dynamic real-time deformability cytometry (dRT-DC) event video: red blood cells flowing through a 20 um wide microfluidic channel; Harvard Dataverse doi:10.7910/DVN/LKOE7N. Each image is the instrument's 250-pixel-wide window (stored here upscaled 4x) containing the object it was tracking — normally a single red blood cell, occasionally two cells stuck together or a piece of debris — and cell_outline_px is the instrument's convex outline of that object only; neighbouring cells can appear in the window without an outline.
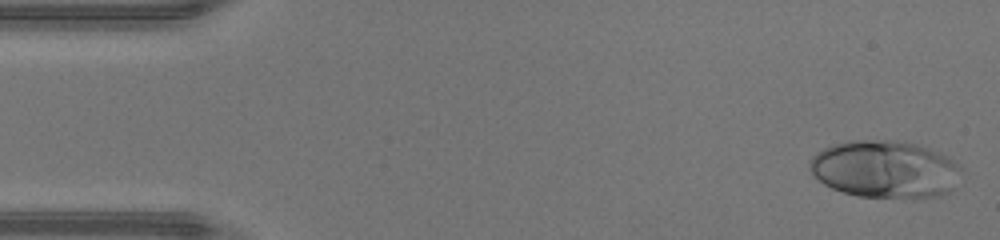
{"species": "human", "species_latin": "Homo sapiens", "temperature_condition": "warm", "stored_images_in_passage": 46, "camera_frame_rate_fps": 3000, "um_per_image_px": 0.085, "donor": {"sex": "male"}, "frame": {"image": 1, "passage_image": 2, "time_ms": 0.333, "image_size_px": [1000, 240], "cell_outline_px": [[964, 168], [952, 192], [940, 196], [856, 196], [832, 188], [824, 184], [808, 168], [808, 160], [816, 152], [832, 144], [848, 140], [888, 140], [912, 144], [928, 148], [940, 152], [948, 156], [960, 164]], "centroid_in_image_um": [75.24, 14.36], "position_along_channel_um": 9.8, "area_um2": 50.69}}
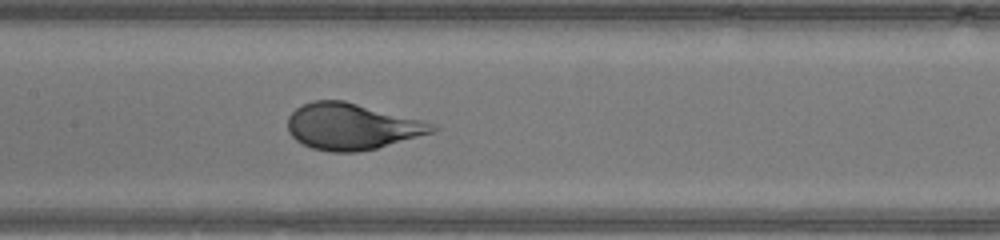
{"frame": {"image": 2, "passage_image": 22, "time_ms": 7.0, "image_size_px": [1000, 240], "cell_outline_px": [[440, 128], [436, 132], [376, 148], [356, 152], [332, 152], [312, 148], [296, 140], [288, 132], [288, 116], [296, 108], [312, 100], [344, 100], [420, 120], [432, 124]], "centroid_in_image_um": [29.89, 10.75], "position_along_channel_um": 177.5, "area_um2": 38.78}}
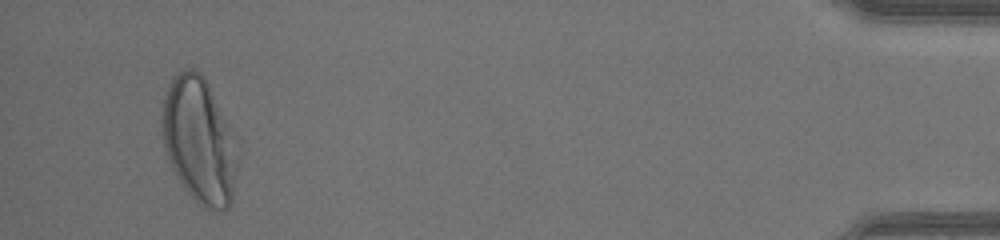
{"frame": {"image": 3, "passage_image": 44, "time_ms": 14.333, "image_size_px": [1000, 240], "cell_outline_px": [[236, 164], [232, 200], [228, 208], [208, 208], [200, 204], [188, 192], [176, 176], [172, 168], [164, 144], [160, 124], [160, 120], [164, 96], [172, 76], [176, 72], [188, 68], [192, 68], [200, 72], [204, 76], [228, 124]], "centroid_in_image_um": [16.85, 11.88], "position_along_channel_um": 418.3, "area_um2": 53.99}, "authors_computed_cell_mechanics": {"area_um2": 43.2633, "velocity_mm_per_s": 4.4281, "shape_relaxation_time_tau1_ms": 3.009, "shape_relaxation_time_tau2_ms": null, "deformation_change_tau1": 0.2128, "deformation_change_tau2": null}}